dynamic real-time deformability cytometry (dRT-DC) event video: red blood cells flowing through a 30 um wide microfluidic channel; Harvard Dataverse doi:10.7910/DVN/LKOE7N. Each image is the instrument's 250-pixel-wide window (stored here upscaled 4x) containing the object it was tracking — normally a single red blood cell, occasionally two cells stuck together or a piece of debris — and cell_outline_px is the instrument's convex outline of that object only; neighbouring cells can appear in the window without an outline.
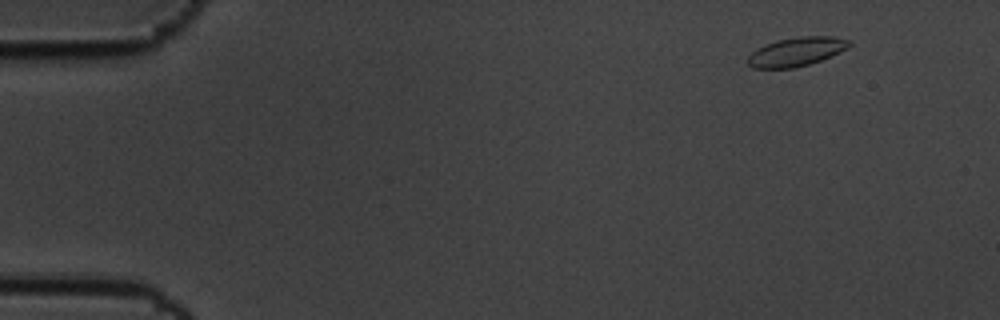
{"species": "common noctule bat (a hibernating species)", "species_latin": "Nyctalus noctula", "temperature_condition": "cold", "stored_images_in_passage": 7, "camera_frame_rate_fps": 3000, "um_per_image_px": 0.085, "animal": {"sex": "male", "body_mass_g": 19.5, "forearm_length_mm": 54.6}, "frame": {"image": 1, "passage_image": 1, "time_ms": 0.0, "image_size_px": [1000, 320], "cell_outline_px": [[852, 44], [840, 52], [820, 60], [808, 64], [792, 68], [752, 68], [748, 64], [748, 56], [756, 48], [764, 44], [776, 40], [800, 36], [832, 36], [852, 40]], "centroid_in_image_um": [67.69, 4.38], "position_along_channel_um": 17.3, "area_um2": 17.11}}
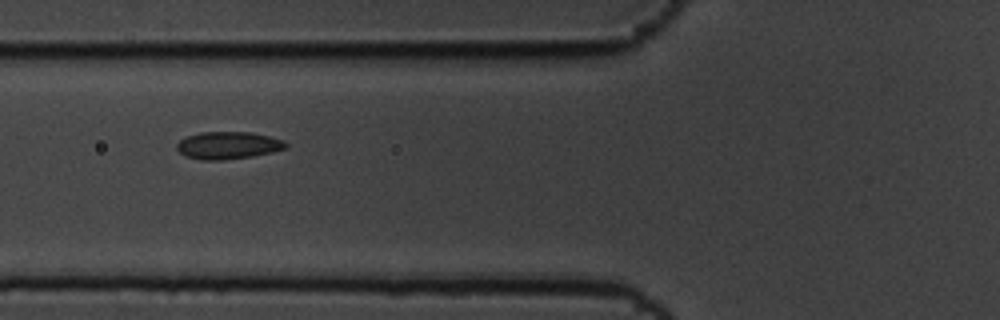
{"frame": {"image": 2, "passage_image": 6, "time_ms": 1.667, "image_size_px": [1000, 320], "cell_outline_px": [[288, 144], [284, 148], [272, 152], [252, 156], [224, 160], [204, 160], [184, 156], [176, 148], [176, 144], [184, 136], [200, 132], [252, 132], [284, 140]], "centroid_in_image_um": [19.35, 12.35], "position_along_channel_um": 106.5, "area_um2": 17.46}}
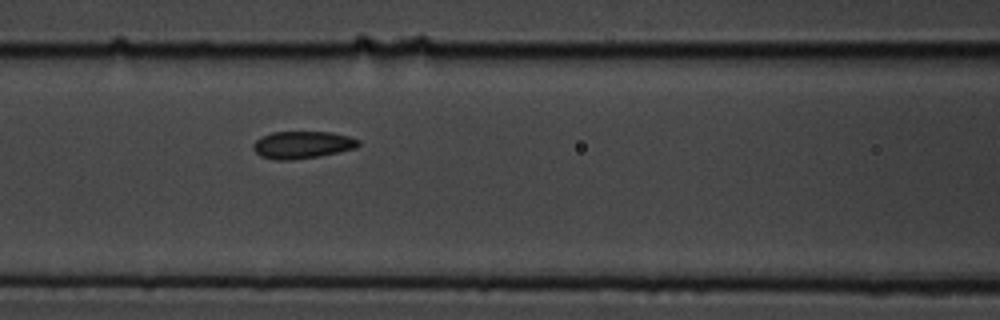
{"frame": {"image": 3, "passage_image": 7, "time_ms": 2.0, "image_size_px": [1000, 320], "cell_outline_px": [[360, 144], [356, 148], [320, 156], [292, 160], [276, 160], [260, 156], [252, 148], [252, 144], [260, 136], [272, 132], [332, 132], [348, 136], [360, 140]], "centroid_in_image_um": [25.68, 12.31], "position_along_channel_um": 140.9, "area_um2": 16.88}}